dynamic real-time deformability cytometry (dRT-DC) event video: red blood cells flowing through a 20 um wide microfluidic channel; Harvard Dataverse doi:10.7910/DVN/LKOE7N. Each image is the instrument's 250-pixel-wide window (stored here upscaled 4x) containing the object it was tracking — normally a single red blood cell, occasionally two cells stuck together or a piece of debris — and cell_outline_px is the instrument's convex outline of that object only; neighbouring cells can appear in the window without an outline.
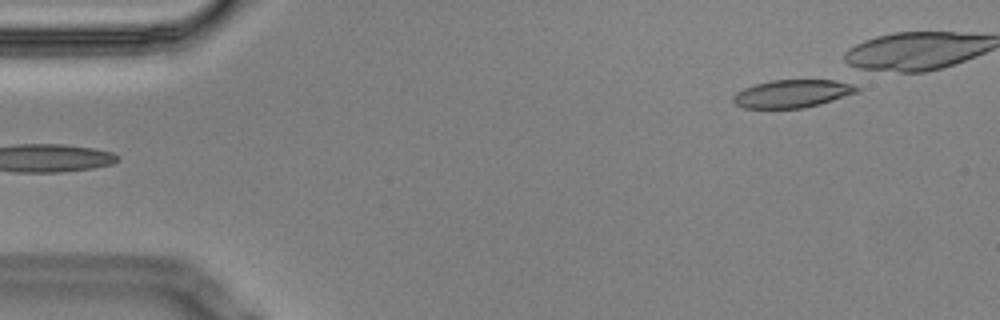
{"species": "Egyptian fruit bat (a non-hibernating species)", "species_latin": "Rousettus aegyptiacus", "temperature_condition": "cold", "stored_images_in_passage": 6, "segment_of_instrument_passage": [2, 2], "camera_frame_rate_fps": 3000, "um_per_image_px": 0.085, "animal": {"sex": "male"}, "frame": {"image": 1, "passage_image": 6, "time_ms": 1.667, "image_size_px": [1000, 320], "cell_outline_px": [[860, 88], [856, 92], [820, 104], [804, 108], [744, 108], [736, 104], [732, 100], [732, 96], [736, 92], [744, 88], [756, 84], [772, 80], [836, 80], [852, 84]], "centroid_in_image_um": [67.32, 7.96], "position_along_channel_um": 17.7, "area_um2": 19.94}}